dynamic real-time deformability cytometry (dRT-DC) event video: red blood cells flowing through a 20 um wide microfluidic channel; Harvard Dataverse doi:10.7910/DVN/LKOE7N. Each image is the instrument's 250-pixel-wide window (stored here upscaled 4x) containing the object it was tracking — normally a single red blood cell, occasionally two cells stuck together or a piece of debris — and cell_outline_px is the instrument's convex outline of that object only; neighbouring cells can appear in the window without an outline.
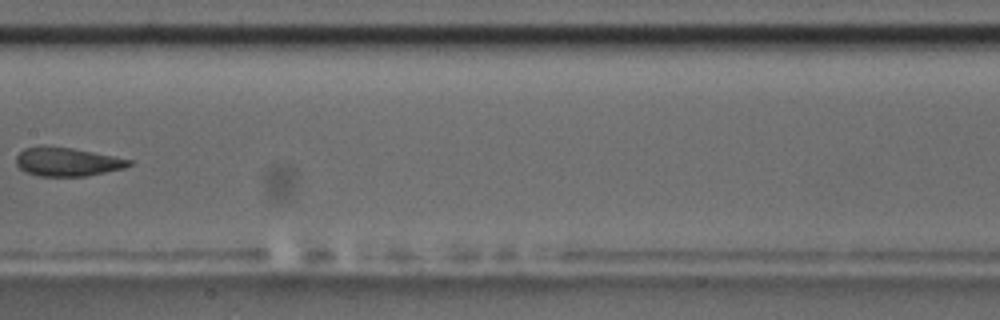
{"species": "common noctule bat (a hibernating species)", "species_latin": "Nyctalus noctula", "temperature_condition": "room temperature", "stored_images_in_passage": 12, "camera_frame_rate_fps": 3000, "um_per_image_px": 0.085, "animal": {"sex": "male", "body_mass_g": 17.5, "forearm_length_mm": 52.3}, "frame": {"image": 1, "passage_image": 9, "time_ms": 9.333, "image_size_px": [1000, 320], "cell_outline_px": [[132, 164], [124, 168], [84, 176], [40, 176], [24, 172], [16, 164], [16, 156], [24, 148], [44, 144], [72, 148], [116, 156], [132, 160]], "centroid_in_image_um": [5.68, 13.73], "position_along_channel_um": 201.7, "area_um2": 19.07}}